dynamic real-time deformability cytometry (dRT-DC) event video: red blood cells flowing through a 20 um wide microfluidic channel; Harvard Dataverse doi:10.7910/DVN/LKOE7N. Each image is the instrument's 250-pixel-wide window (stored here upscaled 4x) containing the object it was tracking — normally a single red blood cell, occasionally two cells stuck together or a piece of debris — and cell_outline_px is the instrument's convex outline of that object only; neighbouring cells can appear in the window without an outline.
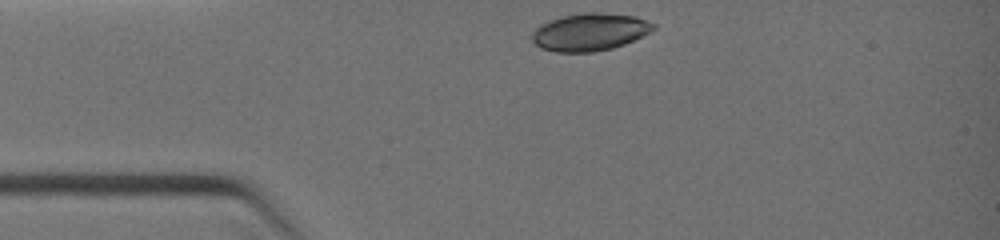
{"species": "common noctule bat (a hibernating species)", "species_latin": "Nyctalus noctula", "temperature_condition": "warm", "stored_images_in_passage": 6, "camera_frame_rate_fps": 3000, "um_per_image_px": 0.085, "animal": {"sex": "female", "body_mass_g": 19.0, "forearm_length_mm": 51.5}, "frame": {"image": 1, "passage_image": 1, "time_ms": 0.0, "image_size_px": [1000, 240], "cell_outline_px": [[656, 28], [624, 44], [612, 48], [592, 52], [556, 52], [540, 48], [532, 40], [532, 32], [540, 24], [548, 20], [560, 16], [584, 12], [596, 12], [636, 16], [656, 24]], "centroid_in_image_um": [50.1, 2.71], "position_along_channel_um": 34.9, "area_um2": 26.53}}